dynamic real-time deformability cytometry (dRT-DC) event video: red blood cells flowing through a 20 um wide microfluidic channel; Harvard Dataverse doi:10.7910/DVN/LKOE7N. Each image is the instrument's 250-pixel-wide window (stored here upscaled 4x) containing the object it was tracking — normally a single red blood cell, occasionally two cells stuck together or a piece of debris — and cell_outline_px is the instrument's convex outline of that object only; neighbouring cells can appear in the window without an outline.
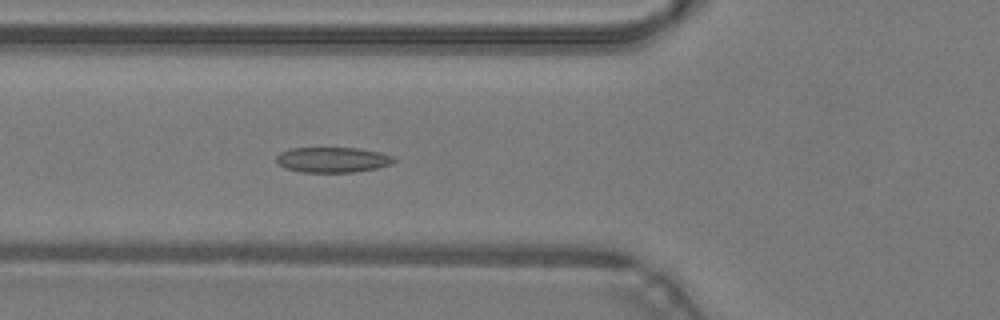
{"species": "common noctule bat (a hibernating species)", "species_latin": "Nyctalus noctula", "temperature_condition": "warm", "stored_images_in_passage": 48, "camera_frame_rate_fps": 3000, "um_per_image_px": 0.085, "animal": {"sex": "male", "body_mass_g": 19.2, "forearm_length_mm": 51.8}, "frame": {"image": 1, "passage_image": 18, "time_ms": 5.667, "image_size_px": [1000, 320], "cell_outline_px": [[396, 160], [392, 164], [376, 168], [352, 172], [300, 172], [284, 168], [276, 160], [276, 156], [280, 152], [292, 148], [360, 148], [380, 152], [396, 156]], "centroid_in_image_um": [28.3, 13.57], "position_along_channel_um": 97.5, "area_um2": 17.46}}
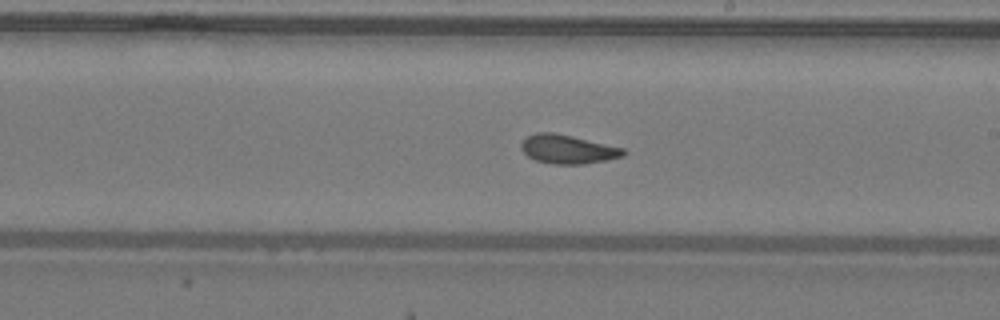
{"frame": {"image": 2, "passage_image": 28, "time_ms": 9.0, "image_size_px": [1000, 320], "cell_outline_px": [[628, 152], [624, 156], [584, 164], [552, 164], [536, 160], [528, 156], [520, 148], [520, 144], [528, 136], [536, 132], [552, 132], [572, 136], [624, 148]], "centroid_in_image_um": [48.26, 12.68], "position_along_channel_um": 240.7, "area_um2": 17.11}}
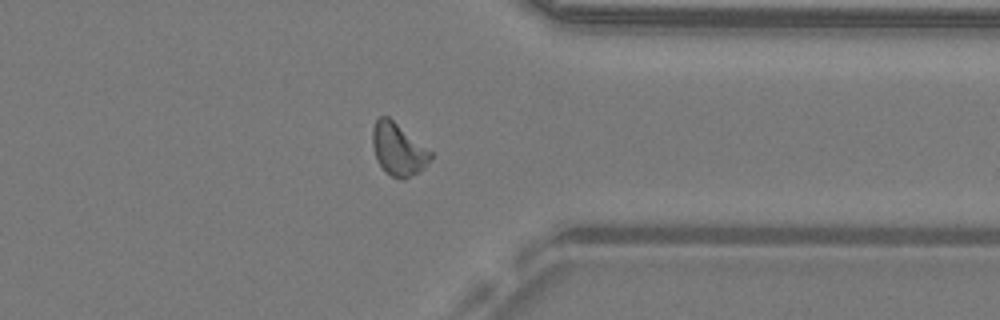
{"frame": {"image": 3, "passage_image": 38, "time_ms": 12.333, "image_size_px": [1000, 320], "cell_outline_px": [[432, 156], [424, 168], [404, 180], [392, 176], [376, 160], [372, 144], [372, 128], [376, 120], [380, 116], [388, 116], [432, 152]], "centroid_in_image_um": [33.83, 12.68], "position_along_channel_um": 377.6, "area_um2": 17.46}, "authors_computed_cell_mechanics": {"area_um2": 17.4556, "velocity_mm_per_s": 4.2834, "shape_relaxation_time_tau1_ms": 8.2997, "shape_relaxation_time_tau2_ms": 2.0874, "deformation_change_tau1": 0.1895, "deformation_change_tau2": 0.0839}}